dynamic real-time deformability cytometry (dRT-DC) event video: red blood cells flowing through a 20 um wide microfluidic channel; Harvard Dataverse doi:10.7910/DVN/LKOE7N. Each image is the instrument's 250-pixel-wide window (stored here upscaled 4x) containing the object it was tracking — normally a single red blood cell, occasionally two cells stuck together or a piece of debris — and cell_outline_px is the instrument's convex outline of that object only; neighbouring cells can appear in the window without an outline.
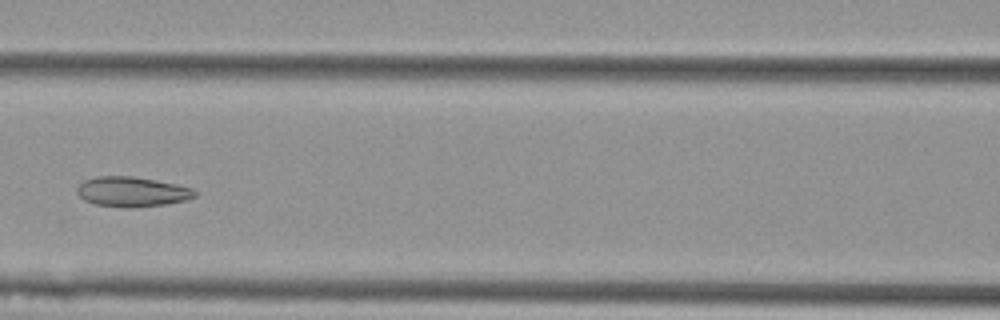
{"species": "Egyptian fruit bat (a non-hibernating species)", "species_latin": "Rousettus aegyptiacus", "temperature_condition": "cold", "stored_images_in_passage": 9, "camera_frame_rate_fps": 3000, "um_per_image_px": 0.085, "animal": {"sex": "female"}, "frame": {"image": 1, "passage_image": 7, "time_ms": 2.0, "image_size_px": [1000, 320], "cell_outline_px": [[196, 196], [188, 200], [168, 204], [132, 208], [124, 208], [96, 204], [84, 200], [76, 192], [76, 188], [84, 180], [96, 176], [132, 176], [156, 180], [176, 184], [192, 188], [196, 192]], "centroid_in_image_um": [11.23, 16.3], "position_along_channel_um": 155.4, "area_um2": 20.75}}
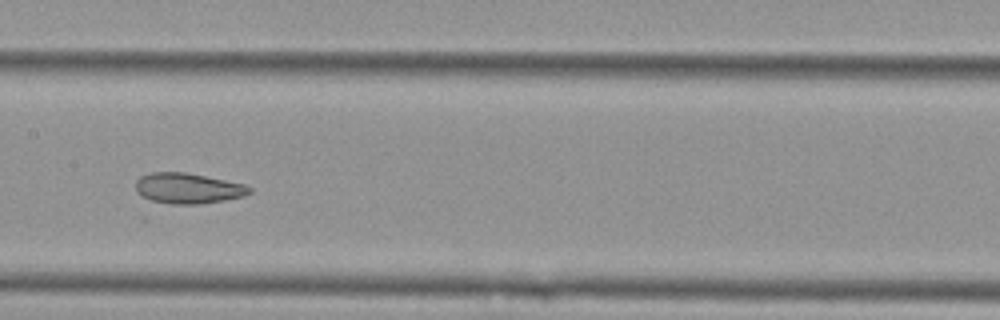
{"frame": {"image": 2, "passage_image": 8, "time_ms": 2.333, "image_size_px": [1000, 320], "cell_outline_px": [[252, 192], [244, 196], [224, 200], [200, 204], [168, 204], [152, 200], [140, 196], [136, 192], [136, 180], [140, 176], [152, 172], [184, 172], [244, 184], [252, 188]], "centroid_in_image_um": [15.95, 16.01], "position_along_channel_um": 191.4, "area_um2": 20.23}}
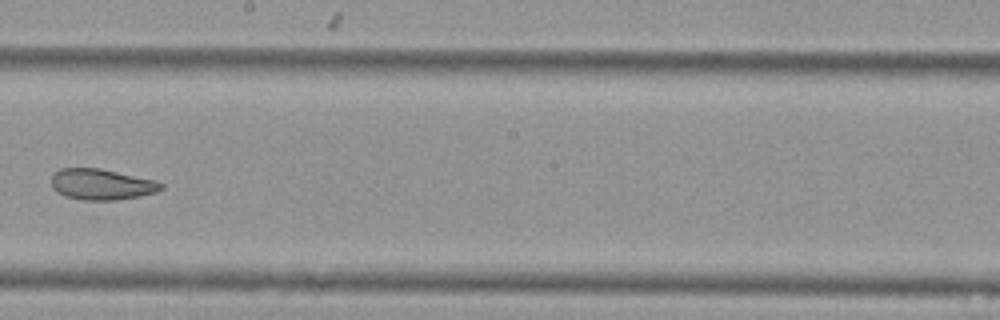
{"frame": {"image": 3, "passage_image": 9, "time_ms": 2.667, "image_size_px": [1000, 320], "cell_outline_px": [[164, 188], [156, 192], [96, 216], [56, 192], [52, 188], [52, 176], [60, 168], [100, 168], [156, 180], [164, 184]], "centroid_in_image_um": [8.66, 15.99], "position_along_channel_um": 239.5, "area_um2": 24.45}}